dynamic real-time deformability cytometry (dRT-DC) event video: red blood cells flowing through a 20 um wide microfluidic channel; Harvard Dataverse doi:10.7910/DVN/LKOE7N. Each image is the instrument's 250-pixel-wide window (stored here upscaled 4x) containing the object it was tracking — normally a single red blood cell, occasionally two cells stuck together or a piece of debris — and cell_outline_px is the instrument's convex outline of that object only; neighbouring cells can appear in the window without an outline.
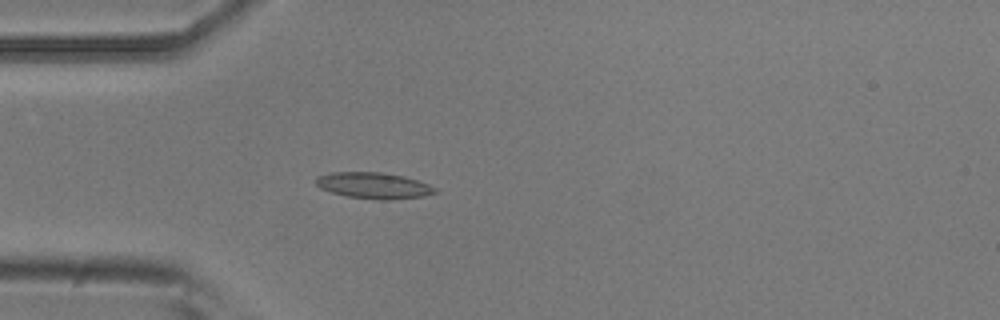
{"species": "common noctule bat (a hibernating species)", "species_latin": "Nyctalus noctula", "temperature_condition": "room temperature", "stored_images_in_passage": 2, "camera_frame_rate_fps": 3000, "um_per_image_px": 0.085, "animal": {"sex": "male", "body_mass_g": 20.5, "forearm_length_mm": 52.5}, "frame": {"image": 1, "passage_image": 2, "time_ms": 0.333, "image_size_px": [1000, 320], "cell_outline_px": [[440, 192], [424, 196], [388, 200], [380, 200], [348, 196], [332, 192], [320, 188], [316, 184], [316, 180], [320, 176], [332, 172], [380, 172], [404, 176], [428, 184], [436, 188]], "centroid_in_image_um": [31.81, 15.77], "position_along_channel_um": 53.2, "area_um2": 18.03}}